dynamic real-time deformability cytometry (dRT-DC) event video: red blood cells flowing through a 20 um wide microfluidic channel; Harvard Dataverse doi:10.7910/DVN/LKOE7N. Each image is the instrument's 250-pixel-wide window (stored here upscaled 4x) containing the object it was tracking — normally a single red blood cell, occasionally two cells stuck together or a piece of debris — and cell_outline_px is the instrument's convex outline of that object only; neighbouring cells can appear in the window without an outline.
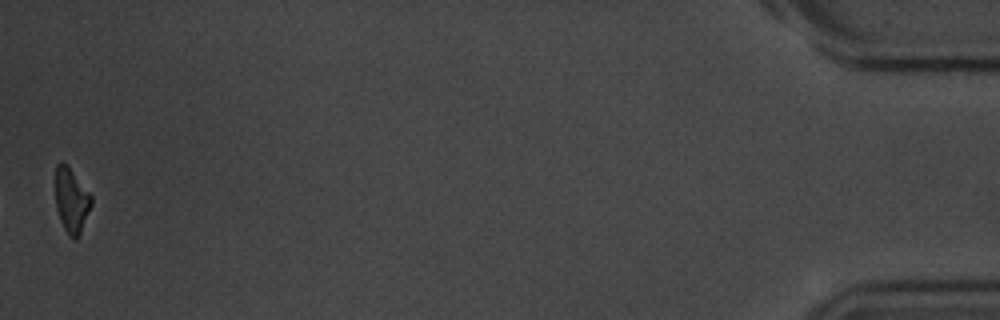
{"species": "common noctule bat (a hibernating species)", "species_latin": "Nyctalus noctula", "temperature_condition": "room temperature", "stored_images_in_passage": 40, "camera_frame_rate_fps": 3000, "um_per_image_px": 0.085, "animal": {"sex": "male", "body_mass_g": 20.1, "forearm_length_mm": 53.5}, "frame": {"image": 1, "passage_image": 40, "time_ms": 13.0, "image_size_px": [1000, 320], "cell_outline_px": [[92, 204], [80, 232], [76, 240], [68, 236], [60, 220], [56, 208], [56, 164], [60, 160], [68, 164], [92, 196]], "centroid_in_image_um": [6.07, 16.99], "position_along_channel_um": 429.1, "area_um2": 13.58}, "authors_computed_cell_mechanics": {"area_um2": 14.9124, "velocity_mm_per_s": 3.7086, "shape_relaxation_time_tau1_ms": 3.2258, "shape_relaxation_time_tau2_ms": null, "deformation_change_tau1": 0.142, "deformation_change_tau2": null}}